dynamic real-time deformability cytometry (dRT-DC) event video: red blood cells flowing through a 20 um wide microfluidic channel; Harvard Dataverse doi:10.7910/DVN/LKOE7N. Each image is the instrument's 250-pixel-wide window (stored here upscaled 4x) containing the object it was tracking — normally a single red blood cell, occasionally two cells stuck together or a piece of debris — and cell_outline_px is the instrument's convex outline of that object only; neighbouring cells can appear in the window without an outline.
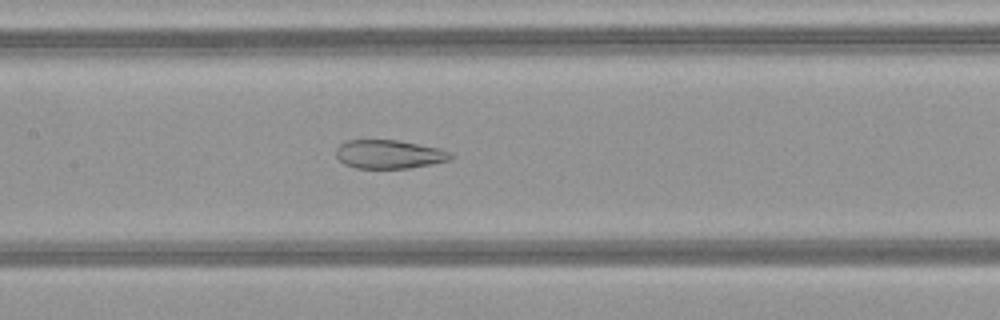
{"species": "common noctule bat (a hibernating species)", "species_latin": "Nyctalus noctula", "temperature_condition": "warm", "stored_images_in_passage": 49, "camera_frame_rate_fps": 3000, "um_per_image_px": 0.085, "animal": {"sex": "female", "body_mass_g": 21.9}, "frame": {"image": 1, "passage_image": 24, "time_ms": 7.667, "image_size_px": [1000, 320], "cell_outline_px": [[452, 160], [432, 164], [408, 168], [356, 168], [344, 164], [336, 156], [336, 148], [340, 144], [348, 140], [396, 140], [440, 148], [452, 152]], "centroid_in_image_um": [33.09, 13.11], "position_along_channel_um": 174.3, "area_um2": 19.19}}
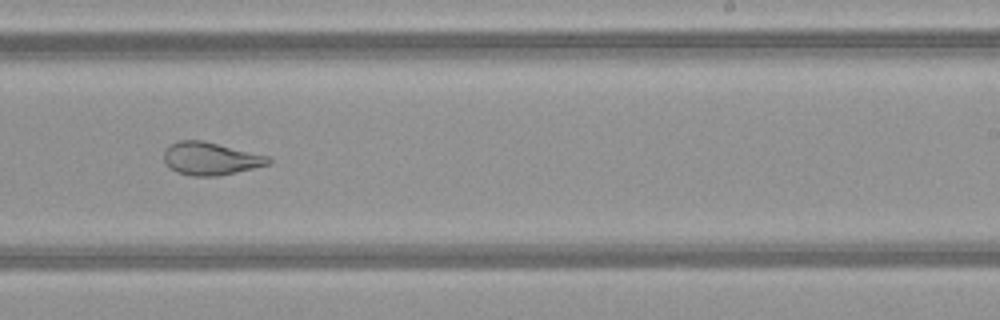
{"frame": {"image": 2, "passage_image": 31, "time_ms": 10.0, "image_size_px": [1000, 320], "cell_outline_px": [[272, 164], [236, 172], [216, 176], [192, 176], [176, 172], [164, 160], [164, 152], [168, 144], [180, 140], [200, 140], [268, 156], [272, 160]], "centroid_in_image_um": [17.89, 13.48], "position_along_channel_um": 271.1, "area_um2": 19.77}}
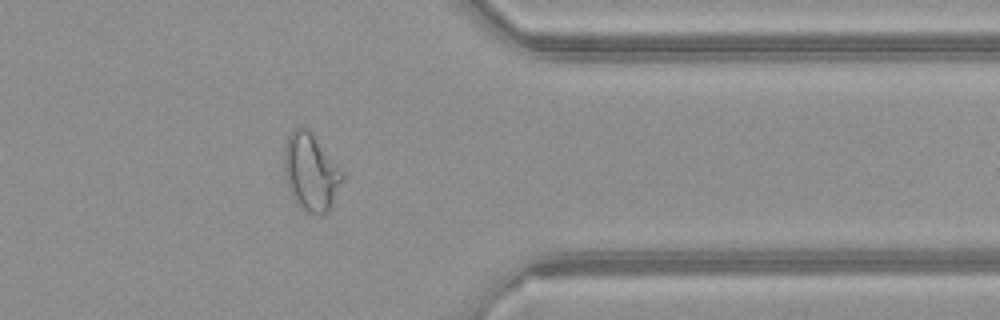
{"frame": {"image": 3, "passage_image": 40, "time_ms": 13.0, "image_size_px": [1000, 320], "cell_outline_px": [[344, 180], [328, 212], [320, 216], [304, 212], [296, 204], [288, 188], [284, 172], [284, 148], [288, 136], [296, 128], [308, 128], [344, 172]], "centroid_in_image_um": [26.43, 14.68], "position_along_channel_um": 385.0, "area_um2": 26.47}, "authors_computed_cell_mechanics": {"area_um2": 27.6284, "velocity_mm_per_s": 4.156, "shape_relaxation_time_tau1_ms": null, "shape_relaxation_time_tau2_ms": 1.663, "deformation_change_tau1": null, "deformation_change_tau2": 0.1032}}